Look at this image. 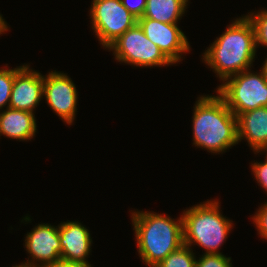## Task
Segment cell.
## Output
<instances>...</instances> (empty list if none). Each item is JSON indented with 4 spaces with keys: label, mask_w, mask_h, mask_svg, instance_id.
<instances>
[{
    "label": "cell",
    "mask_w": 267,
    "mask_h": 267,
    "mask_svg": "<svg viewBox=\"0 0 267 267\" xmlns=\"http://www.w3.org/2000/svg\"><path fill=\"white\" fill-rule=\"evenodd\" d=\"M255 30L246 15L227 25L225 32L204 51L202 60L224 82L250 69L256 60Z\"/></svg>",
    "instance_id": "cell-1"
},
{
    "label": "cell",
    "mask_w": 267,
    "mask_h": 267,
    "mask_svg": "<svg viewBox=\"0 0 267 267\" xmlns=\"http://www.w3.org/2000/svg\"><path fill=\"white\" fill-rule=\"evenodd\" d=\"M193 108V145L222 154L239 143L237 117L218 93L199 96Z\"/></svg>",
    "instance_id": "cell-2"
},
{
    "label": "cell",
    "mask_w": 267,
    "mask_h": 267,
    "mask_svg": "<svg viewBox=\"0 0 267 267\" xmlns=\"http://www.w3.org/2000/svg\"><path fill=\"white\" fill-rule=\"evenodd\" d=\"M137 251L142 262L157 266L170 253L184 244L183 218L178 219L149 211L131 213Z\"/></svg>",
    "instance_id": "cell-3"
},
{
    "label": "cell",
    "mask_w": 267,
    "mask_h": 267,
    "mask_svg": "<svg viewBox=\"0 0 267 267\" xmlns=\"http://www.w3.org/2000/svg\"><path fill=\"white\" fill-rule=\"evenodd\" d=\"M219 200L212 199L194 205L182 213L184 244H195L205 254H222L220 247L232 230L233 221L220 212Z\"/></svg>",
    "instance_id": "cell-4"
},
{
    "label": "cell",
    "mask_w": 267,
    "mask_h": 267,
    "mask_svg": "<svg viewBox=\"0 0 267 267\" xmlns=\"http://www.w3.org/2000/svg\"><path fill=\"white\" fill-rule=\"evenodd\" d=\"M227 107L238 117L249 110L267 107V80L262 69H247L227 78L216 89Z\"/></svg>",
    "instance_id": "cell-5"
},
{
    "label": "cell",
    "mask_w": 267,
    "mask_h": 267,
    "mask_svg": "<svg viewBox=\"0 0 267 267\" xmlns=\"http://www.w3.org/2000/svg\"><path fill=\"white\" fill-rule=\"evenodd\" d=\"M117 62L134 67H163L173 65L159 47L150 41L138 23L126 30L108 48Z\"/></svg>",
    "instance_id": "cell-6"
},
{
    "label": "cell",
    "mask_w": 267,
    "mask_h": 267,
    "mask_svg": "<svg viewBox=\"0 0 267 267\" xmlns=\"http://www.w3.org/2000/svg\"><path fill=\"white\" fill-rule=\"evenodd\" d=\"M90 19L93 33L105 49L137 23L121 0H93Z\"/></svg>",
    "instance_id": "cell-7"
},
{
    "label": "cell",
    "mask_w": 267,
    "mask_h": 267,
    "mask_svg": "<svg viewBox=\"0 0 267 267\" xmlns=\"http://www.w3.org/2000/svg\"><path fill=\"white\" fill-rule=\"evenodd\" d=\"M43 98L63 122L72 125L77 112L78 92L66 73L52 70L43 75Z\"/></svg>",
    "instance_id": "cell-8"
},
{
    "label": "cell",
    "mask_w": 267,
    "mask_h": 267,
    "mask_svg": "<svg viewBox=\"0 0 267 267\" xmlns=\"http://www.w3.org/2000/svg\"><path fill=\"white\" fill-rule=\"evenodd\" d=\"M58 226L48 223H41L27 232L24 248L29 257H32L21 264L29 267H46L61 259V246L59 240Z\"/></svg>",
    "instance_id": "cell-9"
},
{
    "label": "cell",
    "mask_w": 267,
    "mask_h": 267,
    "mask_svg": "<svg viewBox=\"0 0 267 267\" xmlns=\"http://www.w3.org/2000/svg\"><path fill=\"white\" fill-rule=\"evenodd\" d=\"M137 23L147 38L156 44L164 55L176 64L190 51V43L178 24H168L150 18H139Z\"/></svg>",
    "instance_id": "cell-10"
},
{
    "label": "cell",
    "mask_w": 267,
    "mask_h": 267,
    "mask_svg": "<svg viewBox=\"0 0 267 267\" xmlns=\"http://www.w3.org/2000/svg\"><path fill=\"white\" fill-rule=\"evenodd\" d=\"M43 100V75L28 64L16 67L9 108L35 113Z\"/></svg>",
    "instance_id": "cell-11"
},
{
    "label": "cell",
    "mask_w": 267,
    "mask_h": 267,
    "mask_svg": "<svg viewBox=\"0 0 267 267\" xmlns=\"http://www.w3.org/2000/svg\"><path fill=\"white\" fill-rule=\"evenodd\" d=\"M84 226L80 221L69 220L58 225L61 259L91 266L87 258L93 241L89 230Z\"/></svg>",
    "instance_id": "cell-12"
},
{
    "label": "cell",
    "mask_w": 267,
    "mask_h": 267,
    "mask_svg": "<svg viewBox=\"0 0 267 267\" xmlns=\"http://www.w3.org/2000/svg\"><path fill=\"white\" fill-rule=\"evenodd\" d=\"M238 142L247 140L250 149L258 152L267 144V107L241 113L237 117Z\"/></svg>",
    "instance_id": "cell-13"
},
{
    "label": "cell",
    "mask_w": 267,
    "mask_h": 267,
    "mask_svg": "<svg viewBox=\"0 0 267 267\" xmlns=\"http://www.w3.org/2000/svg\"><path fill=\"white\" fill-rule=\"evenodd\" d=\"M37 132L35 114L24 111L6 108L0 111V136L20 140L31 141Z\"/></svg>",
    "instance_id": "cell-14"
},
{
    "label": "cell",
    "mask_w": 267,
    "mask_h": 267,
    "mask_svg": "<svg viewBox=\"0 0 267 267\" xmlns=\"http://www.w3.org/2000/svg\"><path fill=\"white\" fill-rule=\"evenodd\" d=\"M189 0H147L141 18H150L162 23L178 24L186 12Z\"/></svg>",
    "instance_id": "cell-15"
},
{
    "label": "cell",
    "mask_w": 267,
    "mask_h": 267,
    "mask_svg": "<svg viewBox=\"0 0 267 267\" xmlns=\"http://www.w3.org/2000/svg\"><path fill=\"white\" fill-rule=\"evenodd\" d=\"M196 257L193 250L189 246L183 244L155 267H195Z\"/></svg>",
    "instance_id": "cell-16"
},
{
    "label": "cell",
    "mask_w": 267,
    "mask_h": 267,
    "mask_svg": "<svg viewBox=\"0 0 267 267\" xmlns=\"http://www.w3.org/2000/svg\"><path fill=\"white\" fill-rule=\"evenodd\" d=\"M252 22L255 30L256 47H267V9L261 11L250 12L246 15Z\"/></svg>",
    "instance_id": "cell-17"
},
{
    "label": "cell",
    "mask_w": 267,
    "mask_h": 267,
    "mask_svg": "<svg viewBox=\"0 0 267 267\" xmlns=\"http://www.w3.org/2000/svg\"><path fill=\"white\" fill-rule=\"evenodd\" d=\"M16 75V68L0 69V111H3V107L9 108L12 85L14 82V76Z\"/></svg>",
    "instance_id": "cell-18"
},
{
    "label": "cell",
    "mask_w": 267,
    "mask_h": 267,
    "mask_svg": "<svg viewBox=\"0 0 267 267\" xmlns=\"http://www.w3.org/2000/svg\"><path fill=\"white\" fill-rule=\"evenodd\" d=\"M231 257L223 254H203L196 259L195 267H233Z\"/></svg>",
    "instance_id": "cell-19"
},
{
    "label": "cell",
    "mask_w": 267,
    "mask_h": 267,
    "mask_svg": "<svg viewBox=\"0 0 267 267\" xmlns=\"http://www.w3.org/2000/svg\"><path fill=\"white\" fill-rule=\"evenodd\" d=\"M252 220L260 237L267 240V202L259 207Z\"/></svg>",
    "instance_id": "cell-20"
},
{
    "label": "cell",
    "mask_w": 267,
    "mask_h": 267,
    "mask_svg": "<svg viewBox=\"0 0 267 267\" xmlns=\"http://www.w3.org/2000/svg\"><path fill=\"white\" fill-rule=\"evenodd\" d=\"M251 170L258 185L267 193V159L264 162H251Z\"/></svg>",
    "instance_id": "cell-21"
},
{
    "label": "cell",
    "mask_w": 267,
    "mask_h": 267,
    "mask_svg": "<svg viewBox=\"0 0 267 267\" xmlns=\"http://www.w3.org/2000/svg\"><path fill=\"white\" fill-rule=\"evenodd\" d=\"M129 1L130 0H121V3L137 19L141 18L145 12L147 0H136V2H132V0Z\"/></svg>",
    "instance_id": "cell-22"
},
{
    "label": "cell",
    "mask_w": 267,
    "mask_h": 267,
    "mask_svg": "<svg viewBox=\"0 0 267 267\" xmlns=\"http://www.w3.org/2000/svg\"><path fill=\"white\" fill-rule=\"evenodd\" d=\"M46 267H92V266L60 259V260H57L55 263L50 264Z\"/></svg>",
    "instance_id": "cell-23"
},
{
    "label": "cell",
    "mask_w": 267,
    "mask_h": 267,
    "mask_svg": "<svg viewBox=\"0 0 267 267\" xmlns=\"http://www.w3.org/2000/svg\"><path fill=\"white\" fill-rule=\"evenodd\" d=\"M8 29V24L5 21V19L2 17V15L0 14V35L3 34L4 32H7Z\"/></svg>",
    "instance_id": "cell-24"
},
{
    "label": "cell",
    "mask_w": 267,
    "mask_h": 267,
    "mask_svg": "<svg viewBox=\"0 0 267 267\" xmlns=\"http://www.w3.org/2000/svg\"><path fill=\"white\" fill-rule=\"evenodd\" d=\"M266 60L263 62V66L260 68L264 72L265 78L267 80V57L265 58Z\"/></svg>",
    "instance_id": "cell-25"
},
{
    "label": "cell",
    "mask_w": 267,
    "mask_h": 267,
    "mask_svg": "<svg viewBox=\"0 0 267 267\" xmlns=\"http://www.w3.org/2000/svg\"><path fill=\"white\" fill-rule=\"evenodd\" d=\"M259 152H263L262 154H264L265 152L266 155L265 158L267 159V144L263 148H261L258 152H254V154H257Z\"/></svg>",
    "instance_id": "cell-26"
},
{
    "label": "cell",
    "mask_w": 267,
    "mask_h": 267,
    "mask_svg": "<svg viewBox=\"0 0 267 267\" xmlns=\"http://www.w3.org/2000/svg\"><path fill=\"white\" fill-rule=\"evenodd\" d=\"M12 267H29V266L24 265V264H19V265H15V266H12Z\"/></svg>",
    "instance_id": "cell-27"
}]
</instances>
